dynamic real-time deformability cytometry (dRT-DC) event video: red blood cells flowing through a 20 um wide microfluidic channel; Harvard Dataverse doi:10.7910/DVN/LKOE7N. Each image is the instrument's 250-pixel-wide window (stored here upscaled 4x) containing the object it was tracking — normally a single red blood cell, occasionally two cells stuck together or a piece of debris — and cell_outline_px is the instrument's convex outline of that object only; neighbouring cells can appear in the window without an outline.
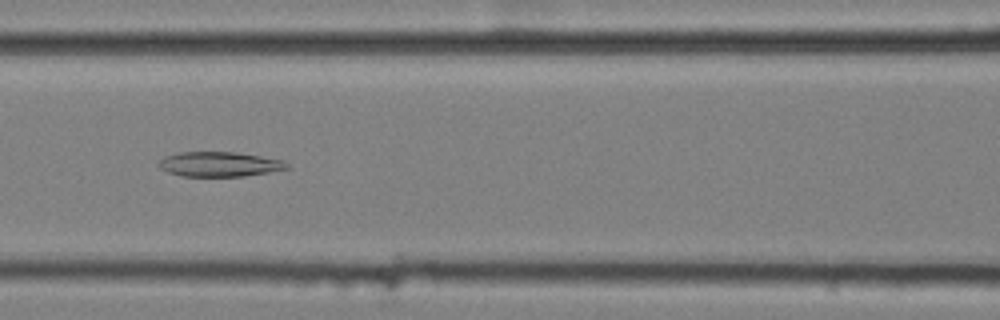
{"species": "common noctule bat (a hibernating species)", "species_latin": "Nyctalus noctula", "temperature_condition": "cold", "stored_images_in_passage": 39, "camera_frame_rate_fps": 3000, "um_per_image_px": 0.085, "animal": {"sex": "female", "body_mass_g": 25.1}, "frame": {"image": 1, "passage_image": 8, "time_ms": 2.333, "image_size_px": [1000, 320], "cell_outline_px": [[288, 168], [268, 172], [244, 176], [180, 176], [168, 172], [160, 168], [156, 164], [164, 156], [180, 152], [236, 152], [284, 160], [288, 164]], "centroid_in_image_um": [18.61, 13.95], "position_along_channel_um": 148.0, "area_um2": 18.5}}
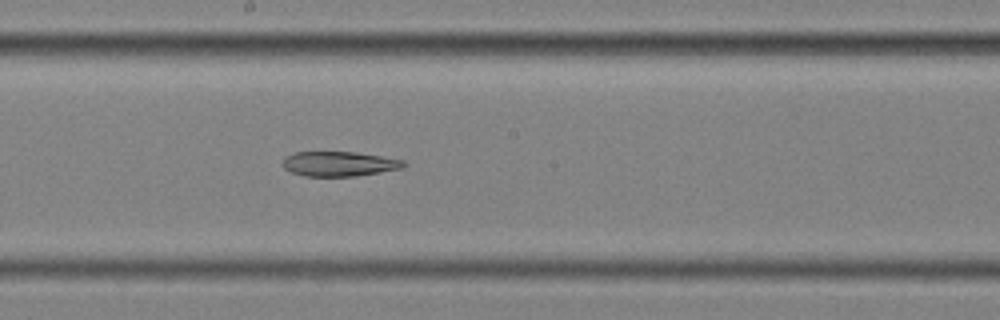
{"frame": {"image": 2, "passage_image": 14, "time_ms": 4.333, "image_size_px": [1000, 320], "cell_outline_px": [[408, 164], [404, 168], [356, 176], [304, 176], [292, 172], [284, 168], [280, 164], [284, 156], [292, 152], [356, 152], [404, 160]], "centroid_in_image_um": [28.8, 13.92], "position_along_channel_um": 219.4, "area_um2": 17.69}}
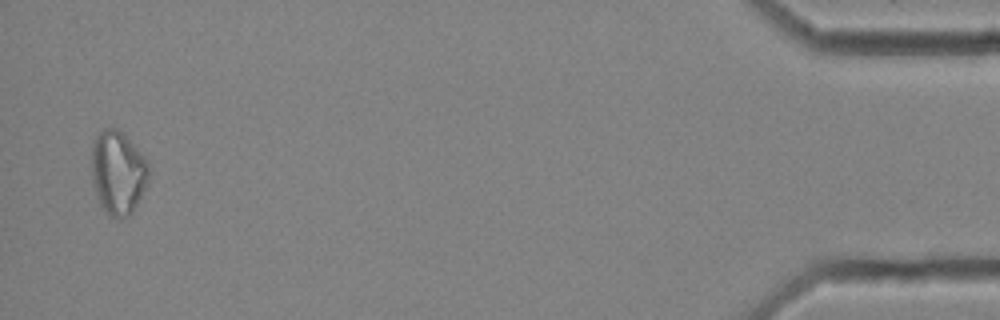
{"frame": {"image": 3, "passage_image": 38, "time_ms": 12.333, "image_size_px": [1000, 320], "cell_outline_px": [[148, 184], [132, 212], [128, 216], [120, 220], [116, 220], [100, 204], [96, 196], [92, 184], [92, 144], [96, 136], [104, 128], [116, 128], [124, 132], [148, 160]], "centroid_in_image_um": [10.04, 14.66], "position_along_channel_um": 425.2, "area_um2": 28.21}, "authors_computed_cell_mechanics": {"area_um2": 19.3052, "velocity_mm_per_s": 3.5809, "shape_relaxation_time_tau1_ms": null, "shape_relaxation_time_tau2_ms": 10.2215, "deformation_change_tau1": null, "deformation_change_tau2": 0.2118}}